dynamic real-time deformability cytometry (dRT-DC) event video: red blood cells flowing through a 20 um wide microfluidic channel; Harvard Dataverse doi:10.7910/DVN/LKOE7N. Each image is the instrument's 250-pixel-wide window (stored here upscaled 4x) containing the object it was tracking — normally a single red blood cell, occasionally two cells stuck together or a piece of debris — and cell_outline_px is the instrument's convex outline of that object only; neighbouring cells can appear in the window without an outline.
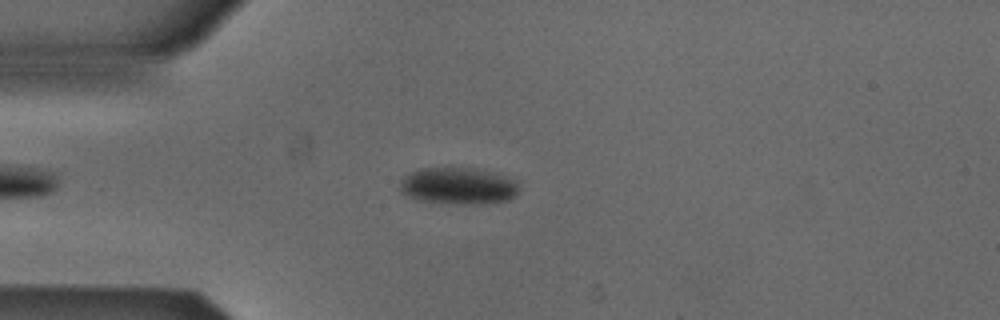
{"species": "Egyptian fruit bat (a non-hibernating species)", "species_latin": "Rousettus aegyptiacus", "temperature_condition": "cold", "stored_images_in_passage": 41, "camera_frame_rate_fps": 3000, "um_per_image_px": 0.085, "animal": {"sex": "male"}, "frame": {"image": 1, "passage_image": 9, "time_ms": 2.667, "image_size_px": [1000, 320], "cell_outline_px": [[520, 188], [516, 196], [508, 200], [484, 204], [456, 204], [416, 200], [404, 196], [400, 192], [400, 180], [404, 176], [420, 168], [472, 168], [496, 172], [516, 180]], "centroid_in_image_um": [38.96, 15.81], "position_along_channel_um": 46.0, "area_um2": 26.07}}
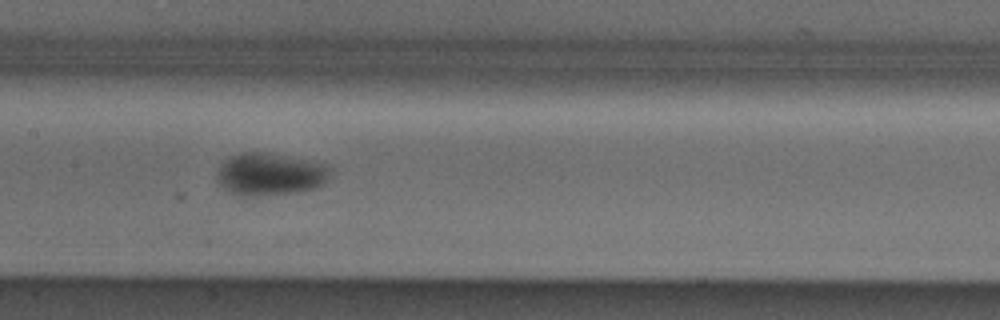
{"frame": {"image": 2, "passage_image": 21, "time_ms": 6.667, "image_size_px": [1000, 320], "cell_outline_px": [[332, 168], [324, 184], [316, 188], [296, 192], [256, 196], [240, 196], [228, 192], [216, 180], [216, 172], [220, 164], [224, 160], [232, 156], [244, 152], [256, 152], [304, 160], [324, 164]], "centroid_in_image_um": [22.9, 14.84], "position_along_channel_um": 184.5, "area_um2": 27.74}}
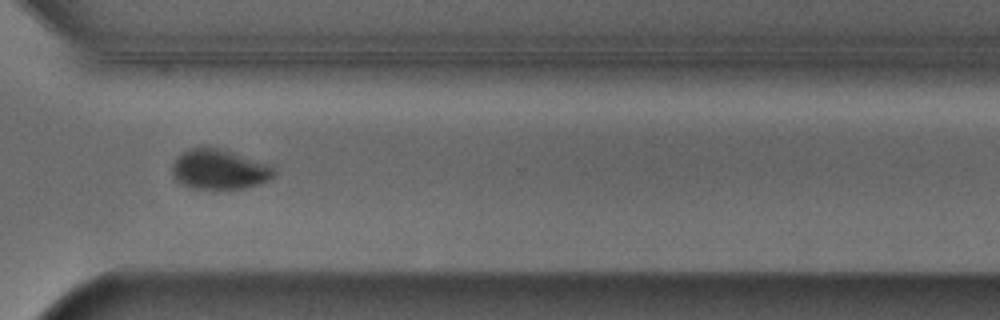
{"frame": {"image": 3, "passage_image": 34, "time_ms": 11.0, "image_size_px": [1000, 320], "cell_outline_px": [[276, 176], [260, 184], [244, 188], [192, 188], [180, 184], [172, 176], [172, 164], [176, 156], [188, 148], [200, 144], [208, 144], [272, 164], [276, 172]], "centroid_in_image_um": [18.63, 14.34], "position_along_channel_um": 352.0, "area_um2": 24.62}, "authors_computed_cell_mechanics": {"area_um2": 26.1834, "velocity_mm_per_s": 3.8652, "shape_relaxation_time_tau1_ms": 3.9305, "shape_relaxation_time_tau2_ms": null, "deformation_change_tau1": 0.0899, "deformation_change_tau2": null}}